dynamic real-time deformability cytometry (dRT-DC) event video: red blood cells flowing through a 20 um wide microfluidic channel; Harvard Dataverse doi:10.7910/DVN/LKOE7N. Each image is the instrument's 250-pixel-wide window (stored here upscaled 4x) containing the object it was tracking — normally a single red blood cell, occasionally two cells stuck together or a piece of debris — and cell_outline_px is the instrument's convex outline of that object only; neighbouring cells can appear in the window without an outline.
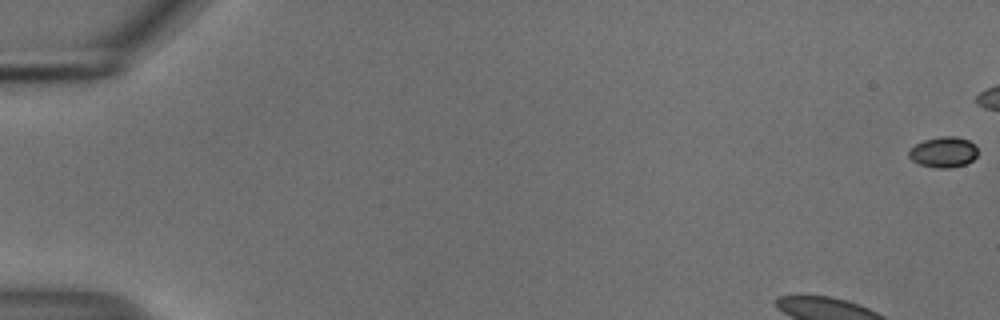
{"species": "common noctule bat (a hibernating species)", "species_latin": "Nyctalus noctula", "temperature_condition": "cold", "stored_images_in_passage": 53, "camera_frame_rate_fps": 3000, "um_per_image_px": 0.085, "animal": {"sex": "male", "body_mass_g": 18.8}, "frame": {"image": 1, "passage_image": 1, "time_ms": 0.0, "image_size_px": [1000, 320], "cell_outline_px": [[976, 156], [972, 160], [964, 164], [948, 168], [936, 168], [920, 164], [912, 160], [908, 156], [908, 152], [916, 144], [924, 140], [940, 136], [956, 136], [968, 140], [976, 148]], "centroid_in_image_um": [80.17, 12.92], "position_along_channel_um": 4.8, "area_um2": 12.08}}
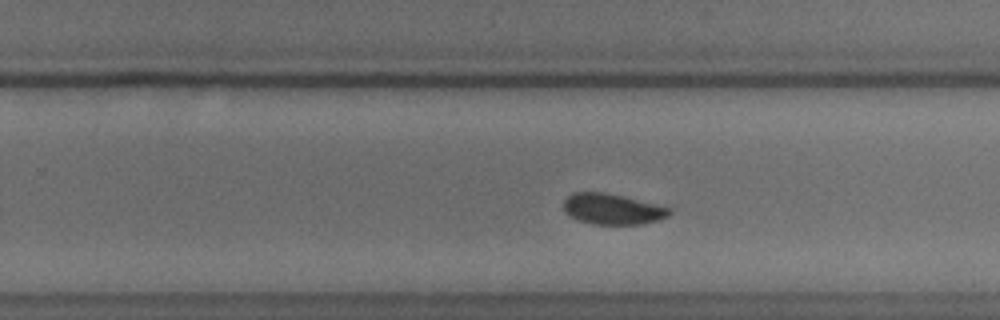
{"frame": {"image": 2, "passage_image": 33, "time_ms": 10.667, "image_size_px": [1000, 320], "cell_outline_px": [[672, 212], [668, 216], [660, 220], [644, 224], [592, 224], [576, 220], [568, 216], [564, 212], [564, 200], [572, 192], [604, 192], [624, 196], [672, 208]], "centroid_in_image_um": [52.05, 17.77], "position_along_channel_um": 277.7, "area_um2": 19.25}}
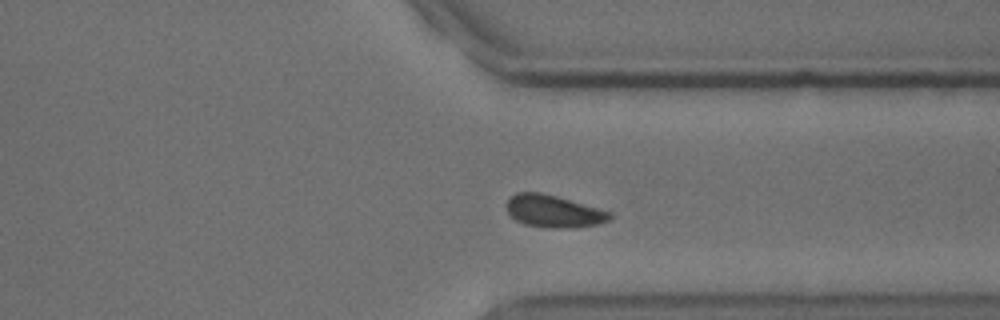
{"frame": {"image": 3, "passage_image": 40, "time_ms": 13.0, "image_size_px": [1000, 320], "cell_outline_px": [[612, 216], [608, 220], [596, 224], [572, 228], [548, 228], [524, 224], [516, 220], [508, 212], [508, 200], [516, 192], [540, 192], [556, 196], [612, 212]], "centroid_in_image_um": [47.06, 17.96], "position_along_channel_um": 364.3, "area_um2": 19.19}, "authors_computed_cell_mechanics": {"area_um2": 19.4208, "velocity_mm_per_s": 3.6962, "shape_relaxation_time_tau1_ms": 4.41, "shape_relaxation_time_tau2_ms": null, "deformation_change_tau1": 0.0957, "deformation_change_tau2": null}}